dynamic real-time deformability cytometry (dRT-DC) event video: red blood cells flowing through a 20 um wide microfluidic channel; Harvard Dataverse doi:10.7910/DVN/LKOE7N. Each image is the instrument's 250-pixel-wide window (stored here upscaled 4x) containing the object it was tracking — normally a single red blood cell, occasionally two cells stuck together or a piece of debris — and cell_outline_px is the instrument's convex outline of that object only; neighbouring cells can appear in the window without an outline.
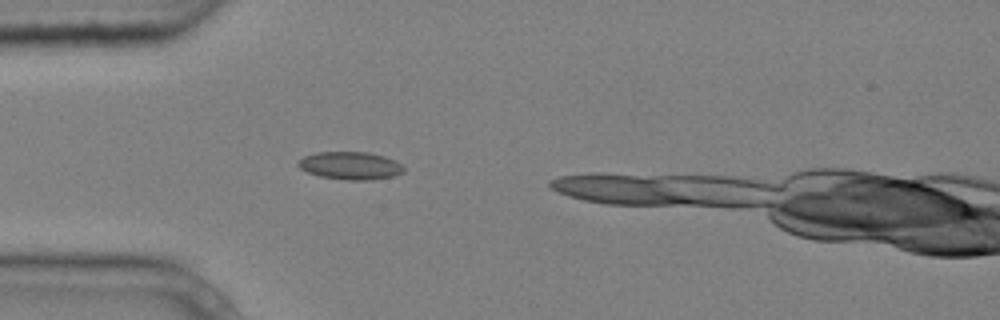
{"species": "common noctule bat (a hibernating species)", "species_latin": "Nyctalus noctula", "temperature_condition": "cold", "stored_images_in_passage": 3, "camera_frame_rate_fps": 3000, "um_per_image_px": 0.085, "animal": {"sex": "male", "body_mass_g": 20.4}, "frame": {"image": 1, "passage_image": 3, "time_ms": 0.667, "image_size_px": [1000, 320], "cell_outline_px": [[404, 172], [392, 176], [368, 180], [348, 180], [320, 176], [308, 172], [300, 168], [296, 164], [304, 156], [316, 152], [368, 152], [384, 156], [396, 160], [404, 168]], "centroid_in_image_um": [29.78, 14.07], "position_along_channel_um": 55.2, "area_um2": 16.99}}